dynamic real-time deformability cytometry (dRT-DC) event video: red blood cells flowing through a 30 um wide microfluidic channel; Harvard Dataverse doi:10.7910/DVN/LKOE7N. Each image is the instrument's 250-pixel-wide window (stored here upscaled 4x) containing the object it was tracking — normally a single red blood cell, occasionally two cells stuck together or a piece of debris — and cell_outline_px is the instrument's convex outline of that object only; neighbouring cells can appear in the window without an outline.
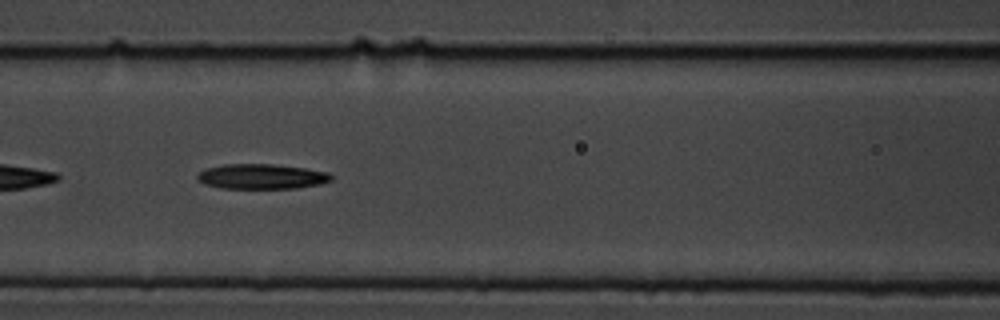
{"species": "common noctule bat (a hibernating species)", "species_latin": "Nyctalus noctula", "temperature_condition": "cold", "stored_images_in_passage": 25, "camera_frame_rate_fps": 3000, "um_per_image_px": 0.085, "animal": {"sex": "male", "body_mass_g": 19.5, "forearm_length_mm": 54.6}, "frame": {"image": 1, "passage_image": 8, "time_ms": 2.333, "image_size_px": [1000, 320], "cell_outline_px": [[332, 180], [320, 184], [296, 188], [220, 188], [204, 184], [196, 180], [196, 176], [204, 168], [224, 164], [272, 164], [304, 168], [328, 172], [332, 176]], "centroid_in_image_um": [22.19, 15.0], "position_along_channel_um": 144.4, "area_um2": 19.59}}
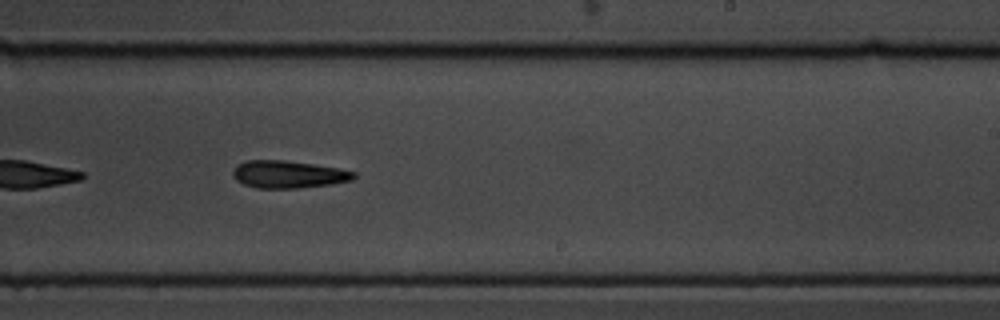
{"frame": {"image": 2, "passage_image": 18, "time_ms": 5.667, "image_size_px": [1000, 320], "cell_outline_px": [[356, 176], [352, 180], [332, 184], [296, 188], [256, 188], [244, 184], [236, 180], [232, 176], [232, 172], [236, 164], [244, 160], [284, 160], [340, 168], [356, 172]], "centroid_in_image_um": [24.48, 14.81], "position_along_channel_um": 264.5, "area_um2": 19.48}}
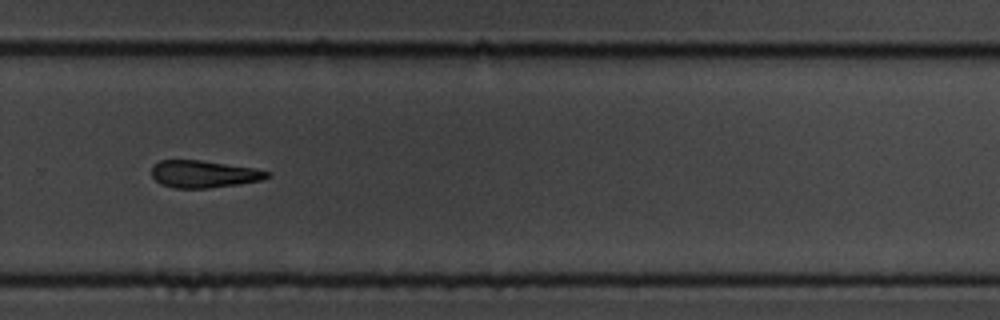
{"frame": {"image": 3, "passage_image": 22, "time_ms": 7.0, "image_size_px": [1000, 320], "cell_outline_px": [[272, 176], [264, 180], [208, 188], [172, 188], [160, 184], [152, 176], [152, 168], [160, 160], [200, 160], [256, 168], [272, 172]], "centroid_in_image_um": [17.37, 14.8], "position_along_channel_um": 312.4, "area_um2": 18.44}}